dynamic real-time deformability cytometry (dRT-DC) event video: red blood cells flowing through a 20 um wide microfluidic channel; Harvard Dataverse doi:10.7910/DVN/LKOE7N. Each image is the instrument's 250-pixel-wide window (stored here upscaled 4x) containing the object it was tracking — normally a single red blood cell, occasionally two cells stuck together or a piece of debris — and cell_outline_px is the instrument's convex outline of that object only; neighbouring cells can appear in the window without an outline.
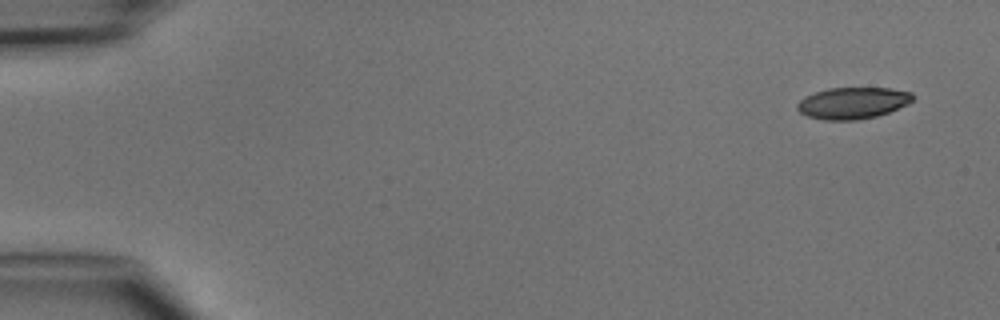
{"species": "common noctule bat (a hibernating species)", "species_latin": "Nyctalus noctula", "temperature_condition": "cold", "stored_images_in_passage": 4, "camera_frame_rate_fps": 3000, "um_per_image_px": 0.085, "animal": {"sex": "male", "body_mass_g": 15.6}, "frame": {"image": 1, "passage_image": 1, "time_ms": 0.0, "image_size_px": [1000, 320], "cell_outline_px": [[912, 100], [908, 104], [888, 112], [876, 116], [856, 120], [824, 120], [808, 116], [800, 112], [796, 108], [796, 104], [804, 96], [828, 88], [892, 88], [912, 92]], "centroid_in_image_um": [72.46, 8.75], "position_along_channel_um": 12.5, "area_um2": 21.21}}
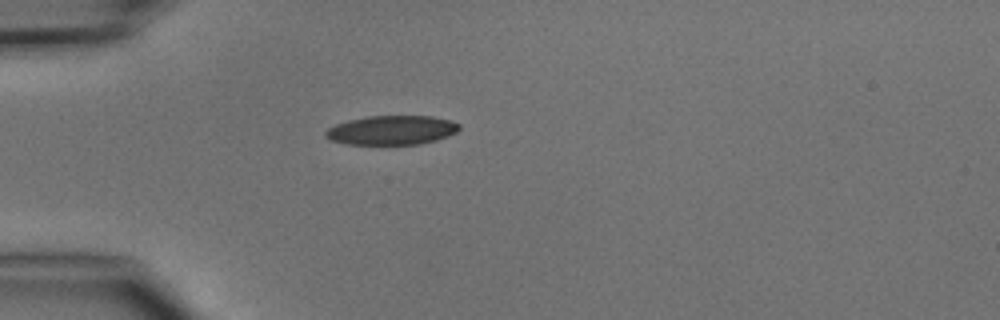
{"frame": {"image": 2, "passage_image": 4, "time_ms": 3.667, "image_size_px": [1000, 320], "cell_outline_px": [[460, 128], [456, 132], [448, 136], [436, 140], [420, 144], [344, 144], [328, 140], [324, 136], [324, 132], [328, 128], [336, 124], [348, 120], [368, 116], [432, 116], [452, 120], [460, 124]], "centroid_in_image_um": [33.28, 11.06], "position_along_channel_um": 51.7, "area_um2": 22.95}}